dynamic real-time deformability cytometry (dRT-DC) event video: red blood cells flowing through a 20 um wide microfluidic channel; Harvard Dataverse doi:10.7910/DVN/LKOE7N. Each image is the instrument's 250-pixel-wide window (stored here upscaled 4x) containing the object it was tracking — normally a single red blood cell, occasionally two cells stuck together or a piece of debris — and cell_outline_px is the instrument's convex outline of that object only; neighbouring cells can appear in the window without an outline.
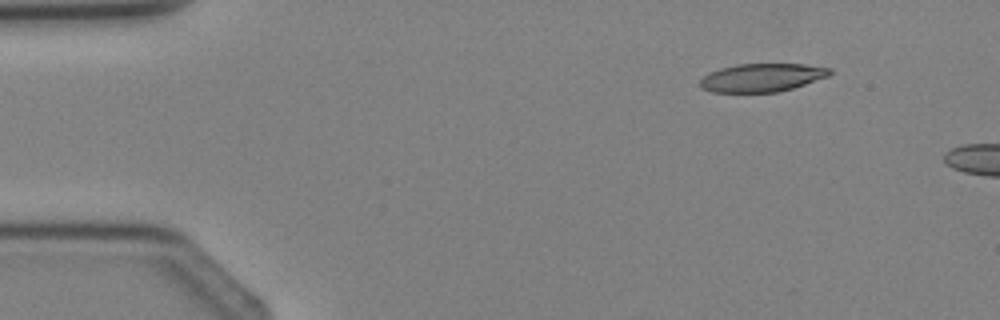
{"species": "Egyptian fruit bat (a non-hibernating species)", "species_latin": "Rousettus aegyptiacus", "temperature_condition": "cold", "stored_images_in_passage": 2, "camera_frame_rate_fps": 3000, "um_per_image_px": 0.085, "animal": {"sex": "female"}, "frame": {"image": 1, "passage_image": 1, "time_ms": 0.0, "image_size_px": [1000, 320], "cell_outline_px": [[832, 72], [828, 76], [792, 88], [776, 92], [712, 92], [700, 88], [700, 80], [708, 72], [720, 68], [736, 64], [804, 64], [832, 68]], "centroid_in_image_um": [64.74, 6.59], "position_along_channel_um": 20.3, "area_um2": 21.33}}